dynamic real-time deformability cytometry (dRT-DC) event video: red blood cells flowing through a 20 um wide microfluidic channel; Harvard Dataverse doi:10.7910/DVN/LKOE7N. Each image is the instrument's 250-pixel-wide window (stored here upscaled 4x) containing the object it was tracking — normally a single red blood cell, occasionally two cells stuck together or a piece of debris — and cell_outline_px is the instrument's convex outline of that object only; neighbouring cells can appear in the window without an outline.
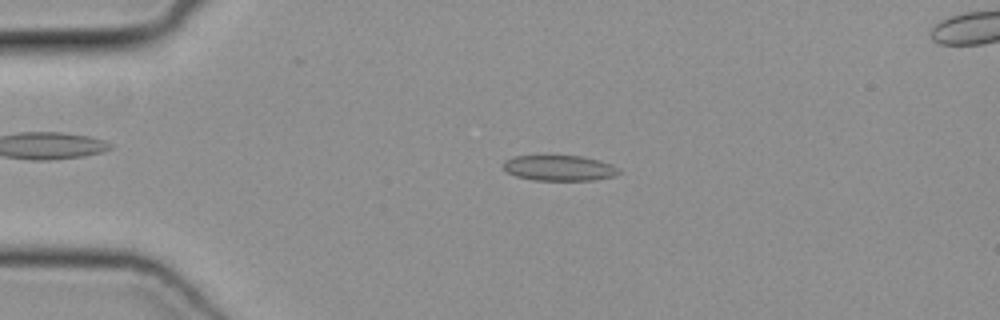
{"species": "common noctule bat (a hibernating species)", "species_latin": "Nyctalus noctula", "temperature_condition": "cold", "stored_images_in_passage": 49, "camera_frame_rate_fps": 3000, "um_per_image_px": 0.085, "animal": {"sex": "female", "body_mass_g": 19.3, "forearm_length_mm": 54.1}, "frame": {"image": 1, "passage_image": 11, "time_ms": 3.333, "image_size_px": [1000, 320], "cell_outline_px": [[620, 172], [612, 176], [592, 180], [532, 180], [516, 176], [508, 172], [504, 168], [504, 160], [516, 156], [580, 156], [600, 160], [612, 164], [620, 168]], "centroid_in_image_um": [47.56, 14.28], "position_along_channel_um": 37.4, "area_um2": 17.05}}
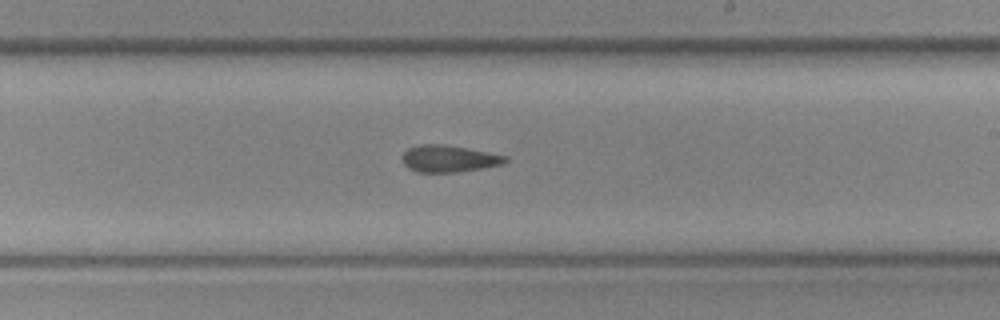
{"frame": {"image": 2, "passage_image": 29, "time_ms": 9.333, "image_size_px": [1000, 320], "cell_outline_px": [[508, 160], [500, 164], [480, 168], [456, 172], [416, 172], [408, 168], [400, 160], [404, 152], [408, 148], [420, 144], [440, 144], [464, 148], [508, 156]], "centroid_in_image_um": [38.07, 13.49], "position_along_channel_um": 250.9, "area_um2": 15.9}}
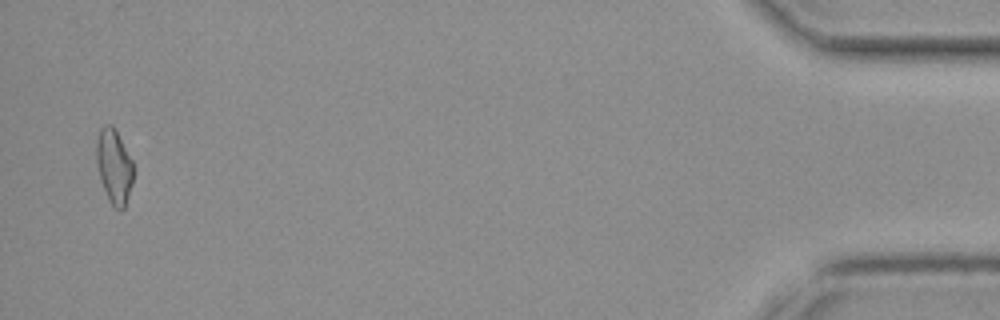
{"frame": {"image": 3, "passage_image": 48, "time_ms": 15.667, "image_size_px": [1000, 320], "cell_outline_px": [[132, 184], [124, 208], [120, 212], [108, 200], [100, 180], [96, 160], [96, 140], [100, 128], [104, 124], [112, 124], [132, 160]], "centroid_in_image_um": [9.67, 14.14], "position_along_channel_um": 425.5, "area_um2": 15.95}}